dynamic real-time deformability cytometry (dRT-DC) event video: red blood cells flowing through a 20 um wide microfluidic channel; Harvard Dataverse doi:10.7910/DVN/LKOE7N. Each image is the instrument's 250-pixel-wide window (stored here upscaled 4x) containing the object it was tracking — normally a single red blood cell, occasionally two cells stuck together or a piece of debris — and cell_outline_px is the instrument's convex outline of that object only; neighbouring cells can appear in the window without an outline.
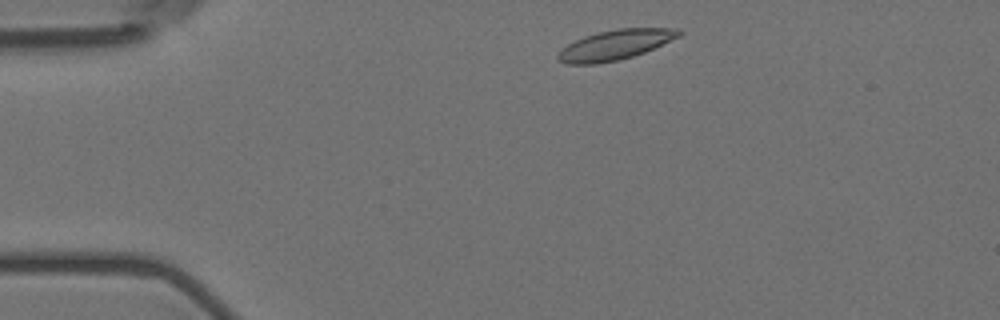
{"species": "Egyptian fruit bat (a non-hibernating species)", "species_latin": "Rousettus aegyptiacus", "temperature_condition": "room temperature", "stored_images_in_passage": 49, "camera_frame_rate_fps": 3000, "um_per_image_px": 0.085, "animal": {"sex": "female"}, "frame": {"image": 1, "passage_image": 3, "time_ms": 0.667, "image_size_px": [1000, 320], "cell_outline_px": [[684, 32], [680, 36], [644, 52], [620, 60], [596, 64], [564, 64], [556, 60], [556, 56], [560, 48], [584, 36], [616, 28], [680, 28]], "centroid_in_image_um": [52.26, 3.82], "position_along_channel_um": 32.7, "area_um2": 21.27}}
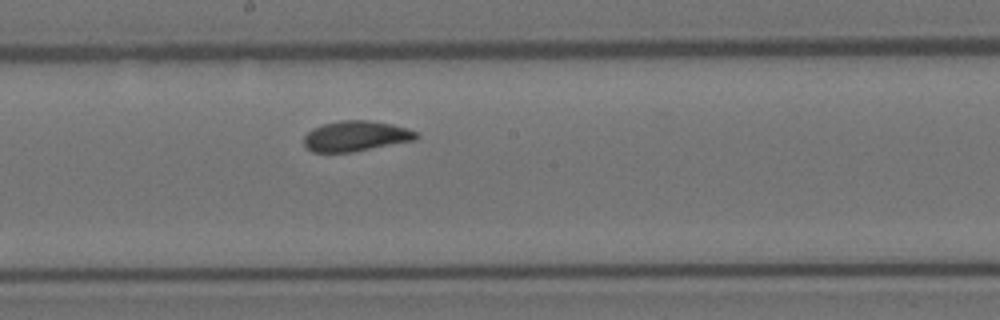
{"frame": {"image": 2, "passage_image": 23, "time_ms": 7.333, "image_size_px": [1000, 320], "cell_outline_px": [[420, 136], [416, 140], [352, 152], [312, 152], [304, 144], [304, 136], [312, 128], [324, 124], [340, 120], [368, 120], [392, 124], [416, 132]], "centroid_in_image_um": [30.24, 11.57], "position_along_channel_um": 218.0, "area_um2": 19.83}}
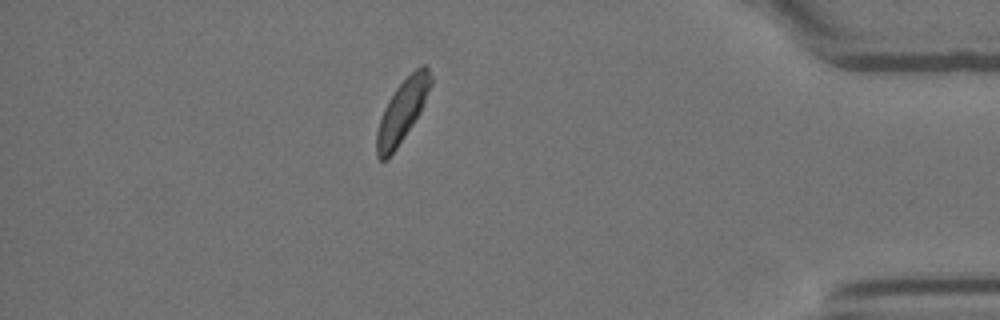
{"frame": {"image": 3, "passage_image": 42, "time_ms": 13.667, "image_size_px": [1000, 320], "cell_outline_px": [[432, 84], [420, 112], [388, 160], [380, 160], [376, 156], [376, 132], [384, 108], [388, 100], [396, 88], [416, 68], [424, 64], [428, 68], [432, 76]], "centroid_in_image_um": [34.18, 9.44], "position_along_channel_um": 401.0, "area_um2": 19.31}, "authors_computed_cell_mechanics": {"area_um2": 20.1144, "velocity_mm_per_s": 3.5211, "shape_relaxation_time_tau1_ms": 3.1025, "shape_relaxation_time_tau2_ms": 1.2727, "deformation_change_tau1": 0.1376, "deformation_change_tau2": 0.0696}}